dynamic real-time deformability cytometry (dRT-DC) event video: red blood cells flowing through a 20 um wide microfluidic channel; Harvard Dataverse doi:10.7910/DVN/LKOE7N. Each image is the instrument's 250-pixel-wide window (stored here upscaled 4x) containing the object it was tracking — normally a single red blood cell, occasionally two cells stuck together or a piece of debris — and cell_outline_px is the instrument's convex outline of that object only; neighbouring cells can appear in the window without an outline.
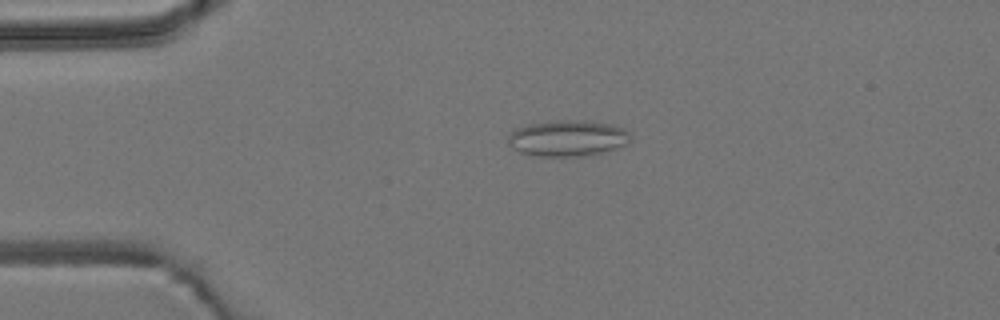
{"species": "common noctule bat (a hibernating species)", "species_latin": "Nyctalus noctula", "temperature_condition": "room temperature", "stored_images_in_passage": 4, "camera_frame_rate_fps": 3000, "um_per_image_px": 0.085, "animal": {"sex": "male", "body_mass_g": 19.2, "forearm_length_mm": 51.8}, "frame": {"image": 1, "passage_image": 3, "time_ms": 0.667, "image_size_px": [1000, 320], "cell_outline_px": [[632, 140], [628, 144], [600, 152], [584, 156], [532, 156], [520, 152], [512, 148], [508, 144], [508, 132], [516, 128], [528, 124], [556, 120], [588, 120], [608, 124], [624, 128], [632, 132]], "centroid_in_image_um": [48.24, 11.74], "position_along_channel_um": 36.8, "area_um2": 26.13}}